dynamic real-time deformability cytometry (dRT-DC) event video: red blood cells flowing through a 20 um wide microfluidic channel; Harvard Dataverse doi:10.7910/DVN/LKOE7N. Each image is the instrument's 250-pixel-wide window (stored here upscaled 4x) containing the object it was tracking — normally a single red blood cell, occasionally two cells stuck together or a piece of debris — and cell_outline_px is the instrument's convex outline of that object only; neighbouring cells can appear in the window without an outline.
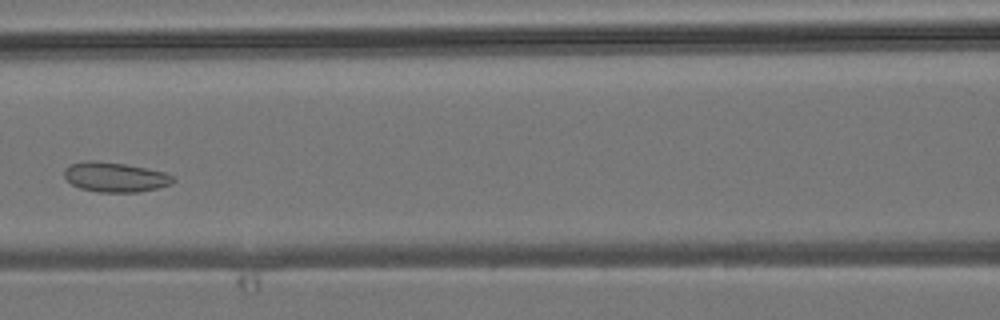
{"species": "common noctule bat (a hibernating species)", "species_latin": "Nyctalus noctula", "temperature_condition": "room temperature", "stored_images_in_passage": 6, "camera_frame_rate_fps": 3000, "um_per_image_px": 0.085, "animal": {"sex": "male", "body_mass_g": 19.2, "forearm_length_mm": 51.8}, "frame": {"image": 1, "passage_image": 5, "time_ms": 4.667, "image_size_px": [1000, 320], "cell_outline_px": [[176, 180], [172, 184], [140, 192], [100, 192], [80, 188], [72, 184], [64, 176], [64, 168], [72, 164], [88, 160], [96, 160], [124, 164], [164, 172], [176, 176]], "centroid_in_image_um": [9.81, 15.05], "position_along_channel_um": 156.8, "area_um2": 18.84}}
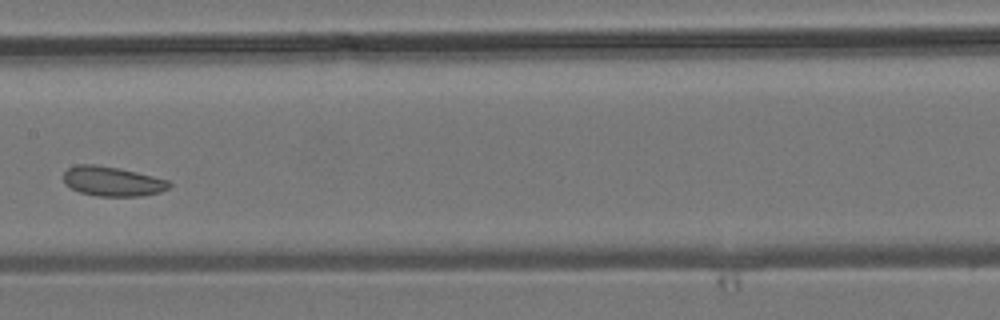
{"frame": {"image": 2, "passage_image": 6, "time_ms": 5.667, "image_size_px": [1000, 320], "cell_outline_px": [[172, 184], [168, 188], [160, 192], [140, 196], [96, 196], [80, 192], [64, 184], [64, 172], [68, 168], [76, 164], [96, 164], [120, 168], [168, 180]], "centroid_in_image_um": [9.53, 15.41], "position_along_channel_um": 197.9, "area_um2": 18.26}}